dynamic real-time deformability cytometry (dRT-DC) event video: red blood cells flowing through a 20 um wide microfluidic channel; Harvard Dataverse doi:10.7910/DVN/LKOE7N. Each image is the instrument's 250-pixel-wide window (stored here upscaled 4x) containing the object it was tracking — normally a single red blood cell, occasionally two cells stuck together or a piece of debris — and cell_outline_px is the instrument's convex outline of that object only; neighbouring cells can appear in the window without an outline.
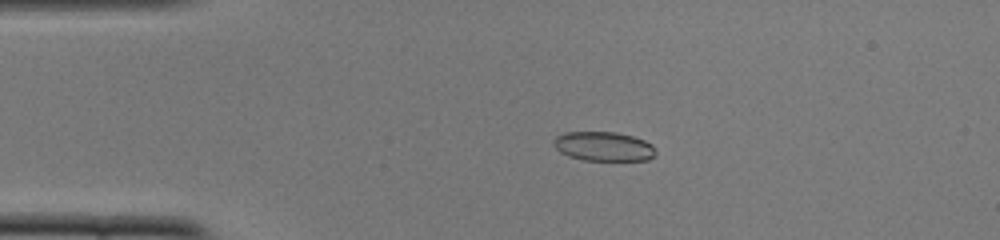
{"species": "common noctule bat (a hibernating species)", "species_latin": "Nyctalus noctula", "temperature_condition": "cold", "stored_images_in_passage": 52, "camera_frame_rate_fps": 3000, "um_per_image_px": 0.085, "animal": {"sex": "female", "body_mass_g": 22.0, "forearm_length_mm": 56.7}, "frame": {"image": 1, "passage_image": 11, "time_ms": 3.333, "image_size_px": [1000, 240], "cell_outline_px": [[656, 156], [648, 160], [584, 160], [568, 156], [560, 152], [552, 144], [552, 140], [556, 136], [564, 132], [616, 132], [632, 136], [644, 140], [652, 144], [656, 148]], "centroid_in_image_um": [51.31, 12.44], "position_along_channel_um": 33.7, "area_um2": 17.63}}
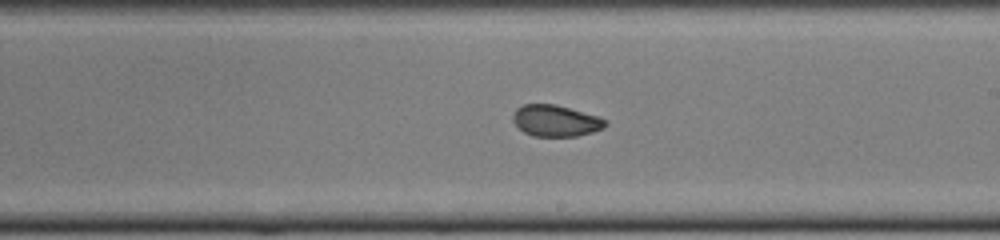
{"frame": {"image": 2, "passage_image": 30, "time_ms": 9.667, "image_size_px": [1000, 240], "cell_outline_px": [[608, 124], [604, 128], [592, 132], [576, 136], [532, 136], [524, 132], [512, 120], [512, 116], [516, 108], [524, 104], [556, 104], [600, 116]], "centroid_in_image_um": [47.24, 10.25], "position_along_channel_um": 241.8, "area_um2": 16.99}}
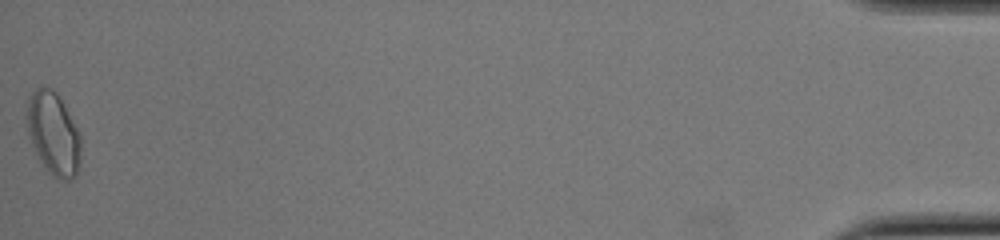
{"frame": {"image": 3, "passage_image": 52, "time_ms": 17.0, "image_size_px": [1000, 240], "cell_outline_px": [[80, 160], [76, 176], [68, 180], [60, 180], [52, 176], [40, 160], [32, 144], [28, 132], [24, 116], [24, 100], [36, 88], [44, 84], [52, 88], [56, 92], [64, 104], [80, 136]], "centroid_in_image_um": [4.48, 11.29], "position_along_channel_um": 430.7, "area_um2": 26.53}, "authors_computed_cell_mechanics": {"area_um2": 17.8313, "velocity_mm_per_s": 3.8926, "shape_relaxation_time_tau1_ms": 11.3205, "shape_relaxation_time_tau2_ms": 1.3053, "deformation_change_tau1": 0.1995, "deformation_change_tau2": 0.054}}